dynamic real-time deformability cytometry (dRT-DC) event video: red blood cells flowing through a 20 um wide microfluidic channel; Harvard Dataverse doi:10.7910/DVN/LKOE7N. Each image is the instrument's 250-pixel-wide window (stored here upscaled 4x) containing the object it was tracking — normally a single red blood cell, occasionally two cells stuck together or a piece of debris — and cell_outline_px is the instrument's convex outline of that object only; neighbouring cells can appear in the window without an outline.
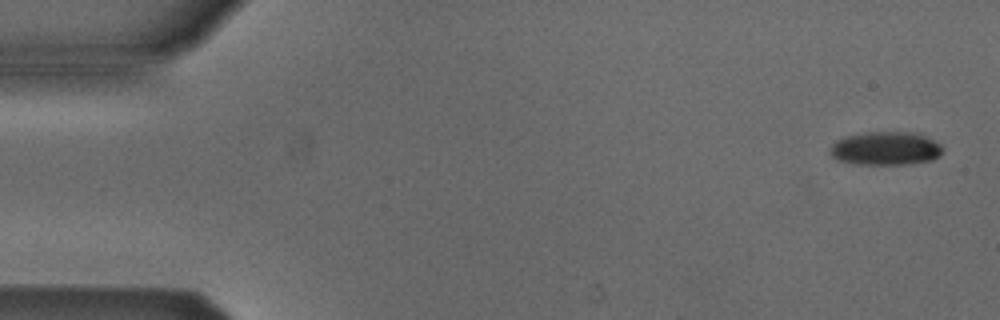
{"species": "Egyptian fruit bat (a non-hibernating species)", "species_latin": "Rousettus aegyptiacus", "temperature_condition": "cold", "stored_images_in_passage": 5, "segment_of_instrument_passage": [1, 2], "camera_frame_rate_fps": 3000, "um_per_image_px": 0.085, "animal": {"sex": "male"}, "frame": {"image": 1, "passage_image": 1, "time_ms": 0.0, "image_size_px": [1000, 320], "cell_outline_px": [[944, 152], [940, 156], [932, 160], [908, 164], [856, 164], [836, 160], [828, 152], [832, 144], [836, 140], [848, 136], [868, 132], [912, 132], [924, 136], [940, 144], [944, 148]], "centroid_in_image_um": [75.28, 12.63], "position_along_channel_um": 9.7, "area_um2": 22.02}}